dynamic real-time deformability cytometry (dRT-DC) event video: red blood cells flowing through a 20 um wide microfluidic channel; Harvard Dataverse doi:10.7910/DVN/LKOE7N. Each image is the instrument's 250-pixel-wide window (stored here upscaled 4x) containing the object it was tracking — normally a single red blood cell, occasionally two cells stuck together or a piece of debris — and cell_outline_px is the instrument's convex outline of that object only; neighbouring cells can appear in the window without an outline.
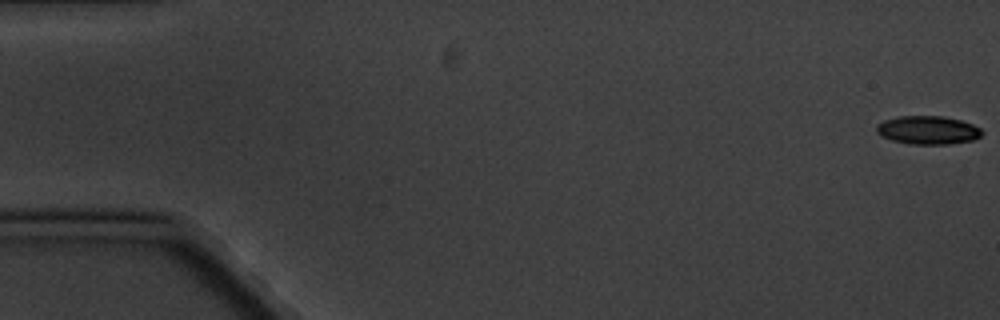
{"species": "common noctule bat (a hibernating species)", "species_latin": "Nyctalus noctula", "temperature_condition": "cold", "stored_images_in_passage": 9, "camera_frame_rate_fps": 3000, "um_per_image_px": 0.085, "animal": {"sex": "male", "body_mass_g": 20.1, "forearm_length_mm": 53.5}, "frame": {"image": 1, "passage_image": 1, "time_ms": 0.0, "image_size_px": [1000, 320], "cell_outline_px": [[984, 132], [980, 136], [972, 140], [948, 144], [912, 144], [892, 140], [880, 136], [876, 132], [876, 124], [884, 120], [900, 116], [940, 116], [960, 120], [972, 124], [980, 128]], "centroid_in_image_um": [78.84, 11.06], "position_along_channel_um": 6.2, "area_um2": 17.4}}
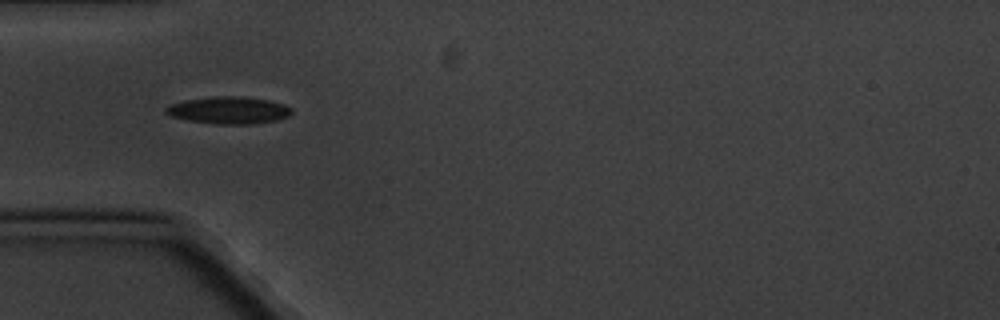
{"frame": {"image": 2, "passage_image": 6, "time_ms": 6.0, "image_size_px": [1000, 320], "cell_outline_px": [[292, 112], [288, 116], [276, 120], [252, 124], [216, 124], [188, 120], [172, 116], [164, 112], [164, 108], [172, 104], [184, 100], [216, 96], [240, 96], [268, 100], [284, 104], [292, 108]], "centroid_in_image_um": [19.45, 9.37], "position_along_channel_um": 65.5, "area_um2": 19.83}}